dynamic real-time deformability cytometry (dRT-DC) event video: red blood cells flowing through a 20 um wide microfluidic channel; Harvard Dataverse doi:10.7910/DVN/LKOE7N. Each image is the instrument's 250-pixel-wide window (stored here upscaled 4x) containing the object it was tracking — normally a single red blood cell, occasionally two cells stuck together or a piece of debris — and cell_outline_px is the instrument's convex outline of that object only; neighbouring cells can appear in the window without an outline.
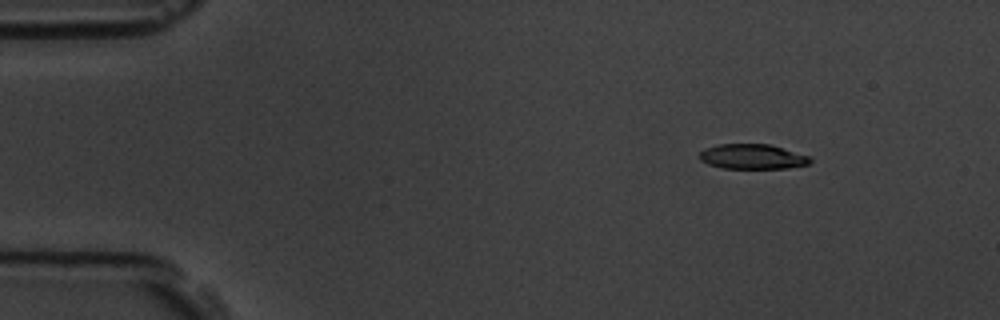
{"species": "common noctule bat (a hibernating species)", "species_latin": "Nyctalus noctula", "temperature_condition": "room temperature", "stored_images_in_passage": 5, "camera_frame_rate_fps": 3000, "um_per_image_px": 0.085, "animal": {"sex": "male", "body_mass_g": 19.5, "forearm_length_mm": 54.6}, "frame": {"image": 1, "passage_image": 2, "time_ms": 1.0, "image_size_px": [1000, 320], "cell_outline_px": [[812, 160], [808, 164], [788, 168], [720, 168], [708, 164], [700, 160], [696, 156], [704, 148], [716, 144], [768, 144], [808, 156]], "centroid_in_image_um": [63.87, 13.31], "position_along_channel_um": 21.1, "area_um2": 16.07}}